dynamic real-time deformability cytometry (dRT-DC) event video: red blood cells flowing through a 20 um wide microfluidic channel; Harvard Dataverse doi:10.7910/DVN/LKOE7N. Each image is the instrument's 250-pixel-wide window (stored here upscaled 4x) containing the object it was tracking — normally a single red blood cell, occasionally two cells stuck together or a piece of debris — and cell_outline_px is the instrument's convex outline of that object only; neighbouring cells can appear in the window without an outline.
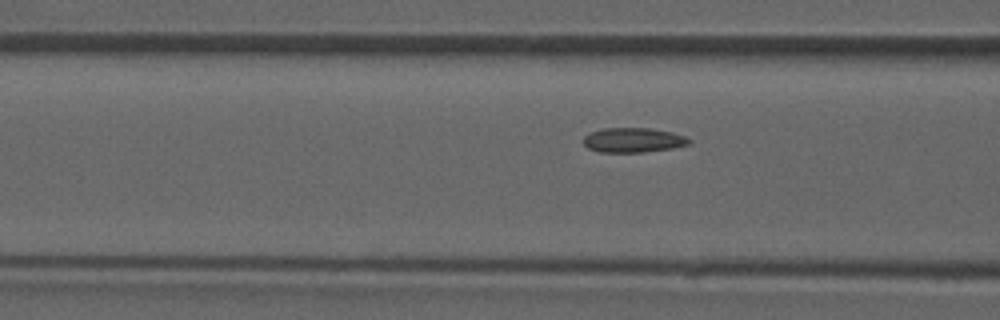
{"species": "common noctule bat (a hibernating species)", "species_latin": "Nyctalus noctula", "temperature_condition": "room temperature", "stored_images_in_passage": 4, "camera_frame_rate_fps": 3000, "um_per_image_px": 0.085, "animal": {"sex": "male", "forearm_length_mm": 52.5}, "frame": {"image": 1, "passage_image": 4, "time_ms": 4.0, "image_size_px": [1000, 320], "cell_outline_px": [[692, 140], [688, 144], [672, 148], [644, 152], [600, 152], [588, 148], [584, 144], [584, 136], [592, 132], [604, 128], [648, 128], [672, 132], [684, 136]], "centroid_in_image_um": [53.82, 11.91], "position_along_channel_um": 112.8, "area_um2": 15.03}}